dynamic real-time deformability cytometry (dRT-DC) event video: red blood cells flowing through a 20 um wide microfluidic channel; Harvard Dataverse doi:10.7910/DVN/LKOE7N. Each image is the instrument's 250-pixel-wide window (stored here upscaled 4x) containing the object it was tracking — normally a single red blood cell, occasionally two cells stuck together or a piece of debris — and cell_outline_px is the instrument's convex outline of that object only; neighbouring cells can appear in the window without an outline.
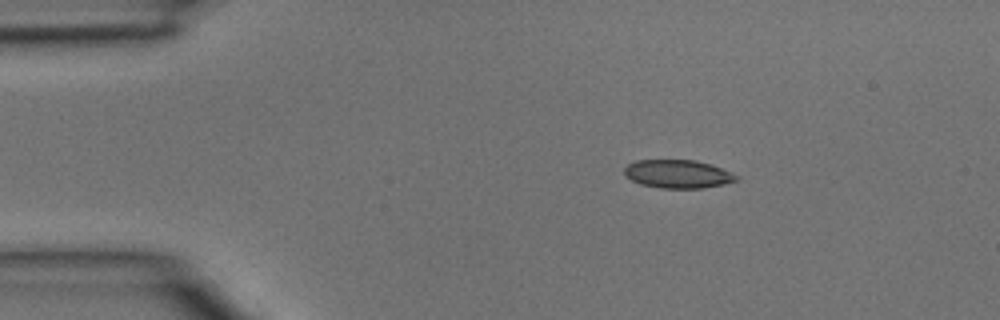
{"species": "common noctule bat (a hibernating species)", "species_latin": "Nyctalus noctula", "temperature_condition": "room temperature", "stored_images_in_passage": 2, "camera_frame_rate_fps": 3000, "um_per_image_px": 0.085, "animal": {"sex": "male", "body_mass_g": 15.6}, "frame": {"image": 1, "passage_image": 1, "time_ms": 0.0, "image_size_px": [1000, 320], "cell_outline_px": [[740, 176], [736, 180], [724, 184], [700, 188], [660, 188], [640, 184], [632, 180], [624, 172], [624, 168], [628, 164], [636, 160], [696, 160], [712, 164], [732, 172]], "centroid_in_image_um": [57.64, 14.78], "position_along_channel_um": 27.4, "area_um2": 18.5}}